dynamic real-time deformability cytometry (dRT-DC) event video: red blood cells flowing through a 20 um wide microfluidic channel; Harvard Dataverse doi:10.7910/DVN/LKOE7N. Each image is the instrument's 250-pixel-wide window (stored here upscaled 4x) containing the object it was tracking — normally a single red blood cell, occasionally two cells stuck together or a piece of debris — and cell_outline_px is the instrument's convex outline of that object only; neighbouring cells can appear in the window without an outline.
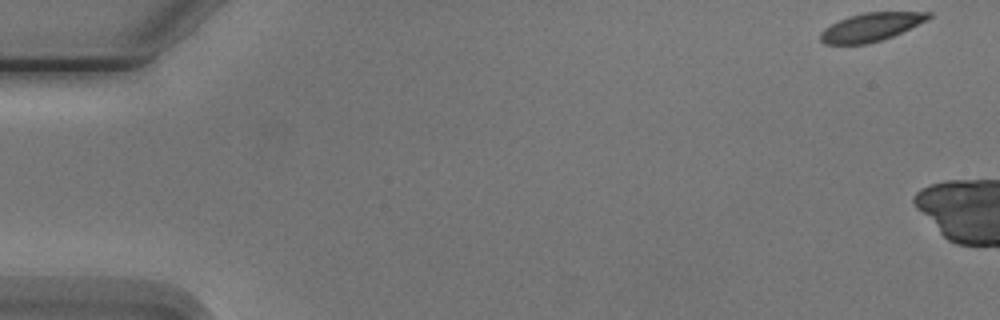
{"species": "Egyptian fruit bat (a non-hibernating species)", "species_latin": "Rousettus aegyptiacus", "temperature_condition": "cold", "stored_images_in_passage": 2, "camera_frame_rate_fps": 3000, "um_per_image_px": 0.085, "animal": {"sex": "male"}, "frame": {"image": 1, "passage_image": 1, "time_ms": 0.0, "image_size_px": [1000, 320], "cell_outline_px": [[932, 16], [928, 20], [892, 36], [868, 44], [824, 44], [820, 40], [820, 32], [824, 28], [848, 16], [864, 12], [932, 12]], "centroid_in_image_um": [74.03, 2.29], "position_along_channel_um": 11.0, "area_um2": 17.74}}